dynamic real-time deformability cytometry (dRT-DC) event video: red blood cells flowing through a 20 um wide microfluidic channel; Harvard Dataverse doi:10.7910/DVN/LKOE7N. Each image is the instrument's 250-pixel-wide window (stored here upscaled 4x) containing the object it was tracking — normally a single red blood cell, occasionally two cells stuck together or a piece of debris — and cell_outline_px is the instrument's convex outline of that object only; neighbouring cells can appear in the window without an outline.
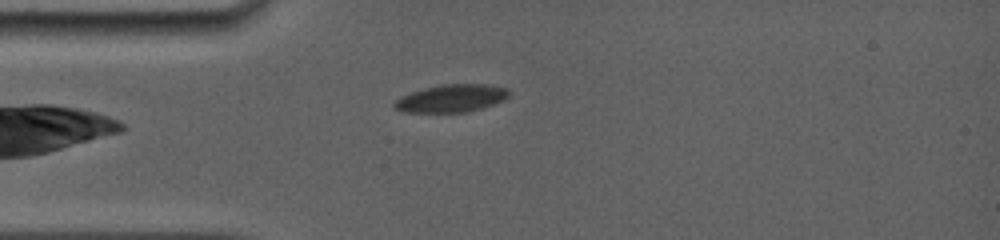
{"species": "common noctule bat (a hibernating species)", "species_latin": "Nyctalus noctula", "temperature_condition": "room temperature", "stored_images_in_passage": 23, "camera_frame_rate_fps": 5000, "um_per_image_px": 0.085, "animal": {"sex": "female", "body_mass_g": 19.0, "forearm_length_mm": 56.7}, "frame": {"image": 1, "passage_image": 6, "time_ms": 3.8, "image_size_px": [1000, 240], "cell_outline_px": [[512, 92], [504, 100], [468, 112], [408, 112], [392, 108], [392, 104], [400, 96], [424, 88], [440, 84], [488, 84], [508, 88]], "centroid_in_image_um": [38.37, 8.35], "position_along_channel_um": 46.6, "area_um2": 18.55}}
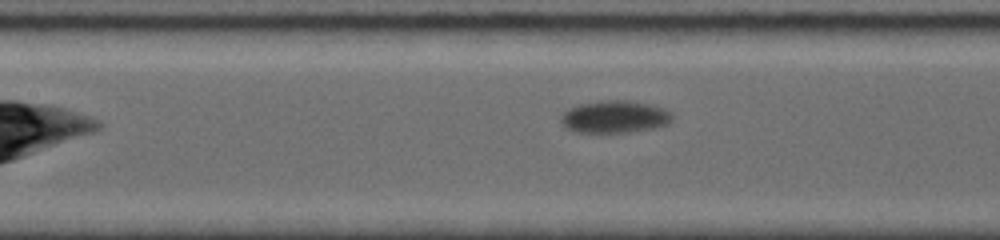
{"frame": {"image": 2, "passage_image": 15, "time_ms": 7.0, "image_size_px": [1000, 240], "cell_outline_px": [[672, 120], [668, 124], [652, 128], [628, 132], [576, 132], [564, 128], [560, 120], [560, 116], [568, 108], [580, 104], [600, 100], [628, 100], [648, 104], [664, 108], [672, 112]], "centroid_in_image_um": [52.22, 9.92], "position_along_channel_um": 155.2, "area_um2": 21.1}}
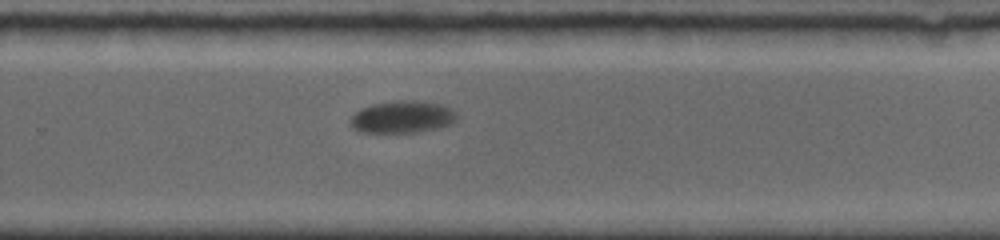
{"frame": {"image": 3, "passage_image": 23, "time_ms": 10.8, "image_size_px": [1000, 240], "cell_outline_px": [[456, 120], [452, 124], [436, 128], [416, 132], [360, 132], [352, 128], [352, 116], [360, 108], [372, 104], [404, 100], [416, 100], [440, 104], [452, 108], [456, 112]], "centroid_in_image_um": [34.22, 9.93], "position_along_channel_um": 295.6, "area_um2": 19.83}}